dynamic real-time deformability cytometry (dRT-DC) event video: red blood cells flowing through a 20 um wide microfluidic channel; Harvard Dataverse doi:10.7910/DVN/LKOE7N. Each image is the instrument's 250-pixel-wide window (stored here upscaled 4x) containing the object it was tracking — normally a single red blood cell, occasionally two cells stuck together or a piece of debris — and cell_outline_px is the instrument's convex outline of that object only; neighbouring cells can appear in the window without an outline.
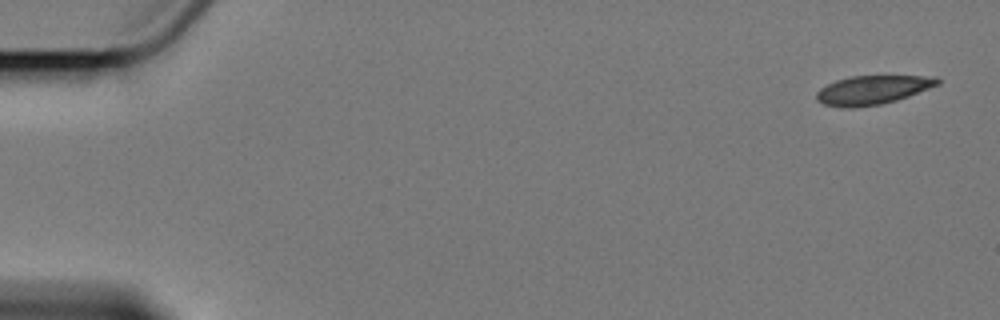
{"species": "Egyptian fruit bat (a non-hibernating species)", "species_latin": "Rousettus aegyptiacus", "temperature_condition": "cold", "stored_images_in_passage": 5, "camera_frame_rate_fps": 3000, "um_per_image_px": 0.085, "animal": {"sex": "female"}, "frame": {"image": 1, "passage_image": 1, "time_ms": 0.0, "image_size_px": [1000, 320], "cell_outline_px": [[940, 84], [908, 96], [896, 100], [880, 104], [852, 108], [840, 108], [824, 104], [816, 100], [816, 92], [820, 88], [836, 80], [852, 76], [936, 76], [940, 80]], "centroid_in_image_um": [74.14, 7.65], "position_along_channel_um": 10.9, "area_um2": 20.35}}
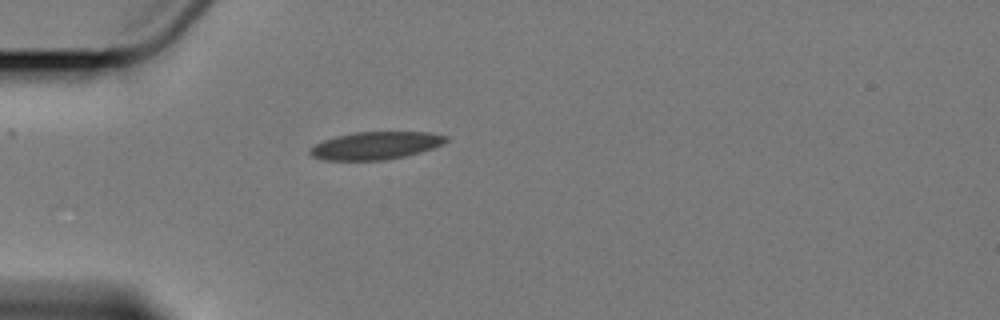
{"frame": {"image": 2, "passage_image": 4, "time_ms": 5.0, "image_size_px": [1000, 320], "cell_outline_px": [[448, 140], [432, 148], [420, 152], [404, 156], [384, 160], [324, 160], [312, 156], [308, 152], [316, 144], [324, 140], [336, 136], [356, 132], [428, 132], [448, 136]], "centroid_in_image_um": [31.92, 12.37], "position_along_channel_um": 53.1, "area_um2": 21.68}}